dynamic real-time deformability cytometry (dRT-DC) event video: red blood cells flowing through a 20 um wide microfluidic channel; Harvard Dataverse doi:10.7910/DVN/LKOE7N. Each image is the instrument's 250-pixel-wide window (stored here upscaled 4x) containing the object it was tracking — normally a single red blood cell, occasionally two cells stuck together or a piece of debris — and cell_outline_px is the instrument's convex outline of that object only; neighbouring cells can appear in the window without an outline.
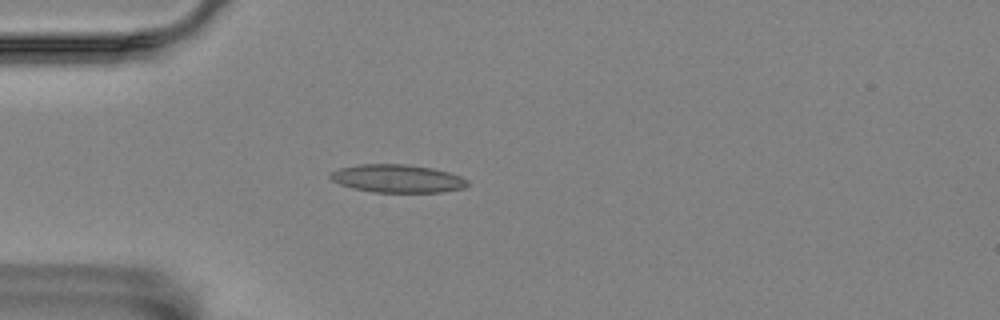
{"species": "Egyptian fruit bat (a non-hibernating species)", "species_latin": "Rousettus aegyptiacus", "temperature_condition": "room temperature", "stored_images_in_passage": 2, "camera_frame_rate_fps": 3000, "um_per_image_px": 0.085, "animal": {"sex": "female"}, "frame": {"image": 1, "passage_image": 1, "time_ms": 0.0, "image_size_px": [1000, 320], "cell_outline_px": [[468, 184], [464, 188], [440, 192], [372, 192], [352, 188], [340, 184], [332, 180], [328, 176], [328, 172], [340, 168], [360, 164], [404, 164], [432, 168], [448, 172], [460, 176], [468, 180]], "centroid_in_image_um": [33.74, 15.17], "position_along_channel_um": 51.3, "area_um2": 22.43}}